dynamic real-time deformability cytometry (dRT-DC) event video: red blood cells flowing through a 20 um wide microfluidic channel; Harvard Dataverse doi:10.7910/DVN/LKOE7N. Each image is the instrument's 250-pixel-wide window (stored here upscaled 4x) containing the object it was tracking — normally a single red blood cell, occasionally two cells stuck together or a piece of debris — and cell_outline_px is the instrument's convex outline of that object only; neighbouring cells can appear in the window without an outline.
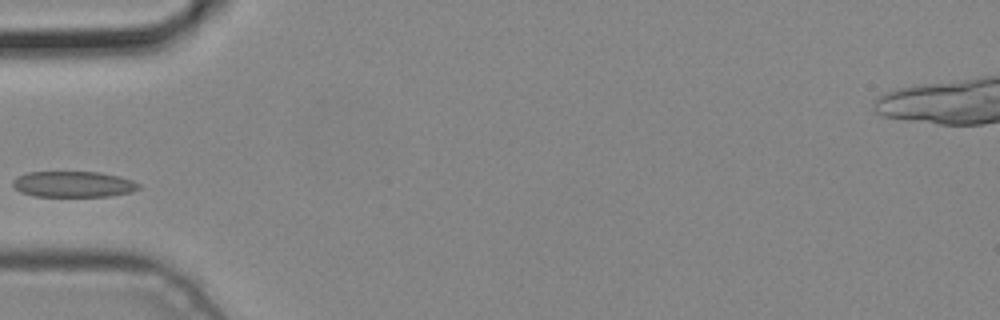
{"species": "common noctule bat (a hibernating species)", "species_latin": "Nyctalus noctula", "temperature_condition": "cold", "stored_images_in_passage": 2, "camera_frame_rate_fps": 3000, "um_per_image_px": 0.085, "animal": {"sex": "male", "body_mass_g": 19.2, "forearm_length_mm": 51.8}, "frame": {"image": 1, "passage_image": 2, "time_ms": 0.333, "image_size_px": [1000, 320], "cell_outline_px": [[140, 188], [132, 192], [108, 196], [32, 196], [20, 192], [12, 184], [12, 180], [16, 176], [28, 172], [100, 172], [120, 176], [132, 180], [140, 184]], "centroid_in_image_um": [6.23, 15.65], "position_along_channel_um": 78.8, "area_um2": 19.13}}